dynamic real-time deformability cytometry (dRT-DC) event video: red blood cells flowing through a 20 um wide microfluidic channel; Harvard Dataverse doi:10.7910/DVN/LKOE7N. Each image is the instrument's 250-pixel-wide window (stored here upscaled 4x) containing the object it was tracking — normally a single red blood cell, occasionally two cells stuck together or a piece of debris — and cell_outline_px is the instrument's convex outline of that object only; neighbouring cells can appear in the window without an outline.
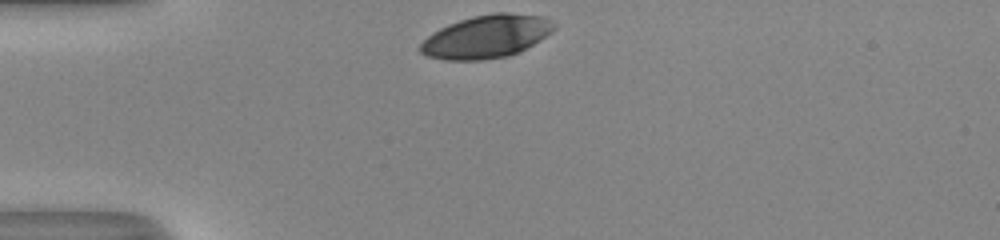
{"species": "human", "species_latin": "Homo sapiens", "temperature_condition": "room temperature", "stored_images_in_passage": 29, "camera_frame_rate_fps": 3000, "um_per_image_px": 0.085, "donor": {"sex": "male"}, "frame": {"image": 1, "passage_image": 1, "time_ms": 0.0, "image_size_px": [1000, 240], "cell_outline_px": [[556, 28], [552, 32], [520, 52], [508, 56], [484, 60], [444, 60], [428, 56], [420, 52], [420, 44], [432, 32], [448, 24], [472, 16], [496, 12], [508, 12], [540, 16], [556, 24]], "centroid_in_image_um": [41.35, 3.11], "position_along_channel_um": 43.7, "area_um2": 33.47}}
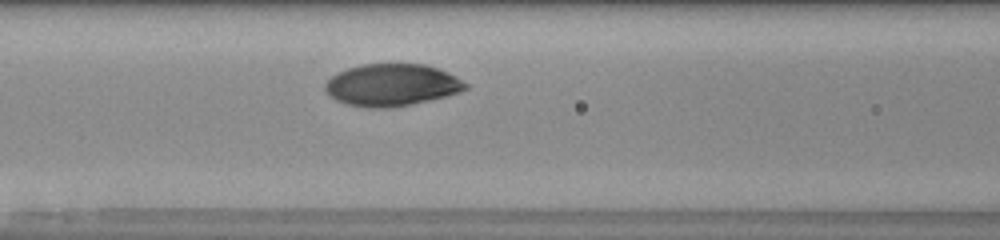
{"frame": {"image": 2, "passage_image": 10, "time_ms": 3.0, "image_size_px": [1000, 240], "cell_outline_px": [[468, 88], [460, 92], [412, 104], [384, 108], [368, 108], [348, 104], [336, 100], [328, 96], [324, 88], [324, 84], [336, 72], [360, 64], [424, 64], [448, 72], [456, 76], [468, 84]], "centroid_in_image_um": [33.27, 7.22], "position_along_channel_um": 133.3, "area_um2": 34.45}}
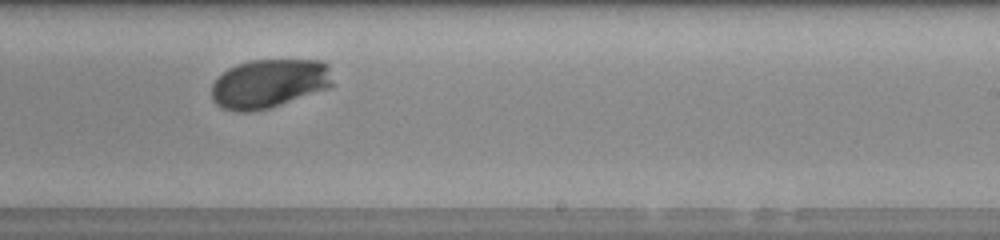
{"frame": {"image": 3, "passage_image": 20, "time_ms": 6.333, "image_size_px": [1000, 240], "cell_outline_px": [[336, 84], [328, 88], [268, 108], [248, 112], [240, 112], [224, 108], [216, 104], [212, 100], [212, 84], [216, 76], [228, 68], [236, 64], [252, 60], [320, 60], [328, 64]], "centroid_in_image_um": [22.88, 7.08], "position_along_channel_um": 266.1, "area_um2": 34.74}, "authors_computed_cell_mechanics": {"area_um2": 34.391, "velocity_mm_per_s": 3.9988, "shape_relaxation_time_tau1_ms": 2.3837, "shape_relaxation_time_tau2_ms": null, "deformation_change_tau1": 0.131, "deformation_change_tau2": null}}